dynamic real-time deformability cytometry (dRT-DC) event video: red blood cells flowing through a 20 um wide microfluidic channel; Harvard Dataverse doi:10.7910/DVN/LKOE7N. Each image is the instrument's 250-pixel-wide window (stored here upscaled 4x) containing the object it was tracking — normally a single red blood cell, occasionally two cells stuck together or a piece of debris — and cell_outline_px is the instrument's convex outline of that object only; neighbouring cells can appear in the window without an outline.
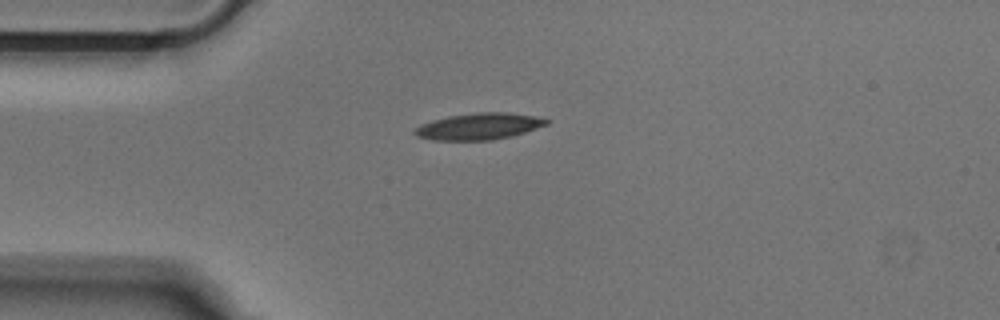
{"species": "Egyptian fruit bat (a non-hibernating species)", "species_latin": "Rousettus aegyptiacus", "temperature_condition": "cold", "stored_images_in_passage": 40, "camera_frame_rate_fps": 3000, "um_per_image_px": 0.085, "animal": {"sex": "male"}, "frame": {"image": 1, "passage_image": 1, "time_ms": 0.0, "image_size_px": [1000, 320], "cell_outline_px": [[548, 124], [512, 136], [492, 140], [432, 140], [416, 136], [412, 132], [420, 124], [432, 120], [448, 116], [476, 112], [508, 112], [532, 116], [548, 120]], "centroid_in_image_um": [40.65, 10.74], "position_along_channel_um": 44.3, "area_um2": 20.29}}
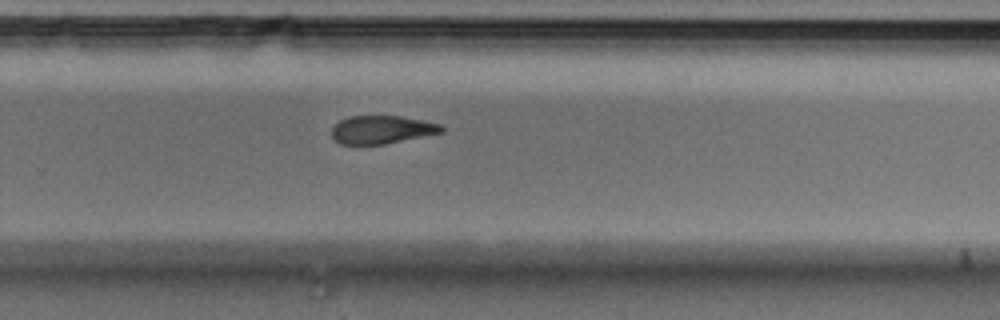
{"frame": {"image": 2, "passage_image": 22, "time_ms": 7.0, "image_size_px": [1000, 320], "cell_outline_px": [[444, 132], [384, 144], [340, 144], [332, 136], [332, 128], [340, 120], [348, 116], [400, 116], [424, 120], [440, 124], [444, 128]], "centroid_in_image_um": [32.47, 11.01], "position_along_channel_um": 297.3, "area_um2": 17.92}}
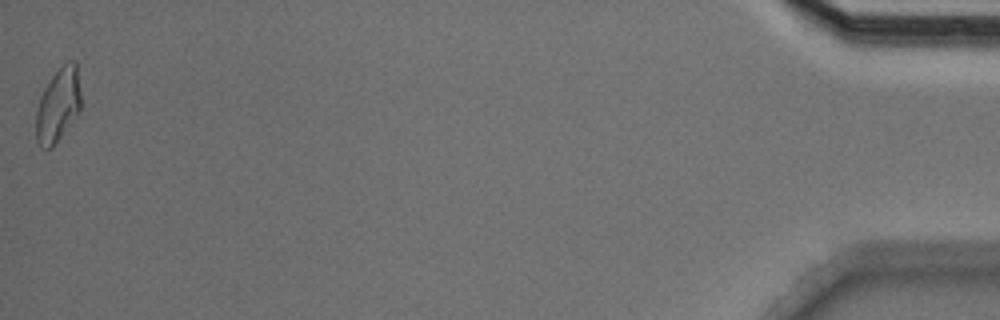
{"frame": {"image": 3, "passage_image": 40, "time_ms": 13.0, "image_size_px": [1000, 320], "cell_outline_px": [[80, 108], [52, 148], [40, 148], [36, 140], [36, 108], [40, 96], [44, 88], [52, 76], [68, 60], [76, 60], [80, 92]], "centroid_in_image_um": [4.91, 8.92], "position_along_channel_um": 430.3, "area_um2": 19.02}}